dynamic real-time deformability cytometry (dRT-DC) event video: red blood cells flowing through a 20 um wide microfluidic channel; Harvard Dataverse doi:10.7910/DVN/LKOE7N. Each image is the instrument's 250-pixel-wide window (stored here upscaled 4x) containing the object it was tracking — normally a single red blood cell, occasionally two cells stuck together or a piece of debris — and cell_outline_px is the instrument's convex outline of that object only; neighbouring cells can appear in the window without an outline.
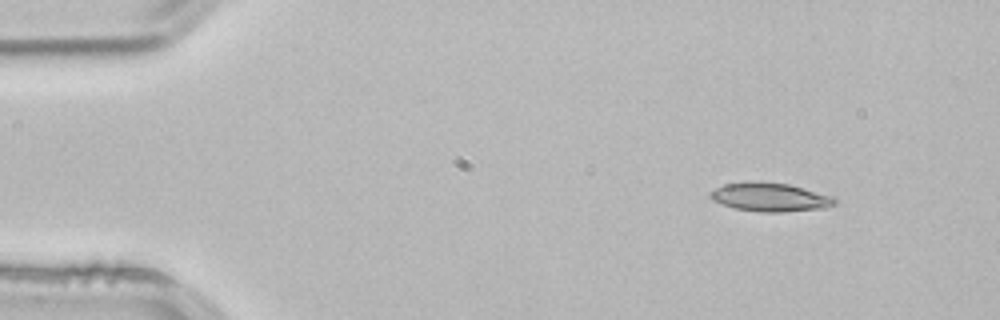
{"species": "common noctule bat (a hibernating species)", "species_latin": "Nyctalus noctula", "temperature_condition": "room temperature", "stored_images_in_passage": 3, "camera_frame_rate_fps": 3000, "um_per_image_px": 0.085, "animal": {"sex": "male", "body_mass_g": 21.5, "forearm_length_mm": 52.0}, "frame": {"image": 1, "passage_image": 1, "time_ms": 0.0, "image_size_px": [1000, 320], "cell_outline_px": [[840, 200], [836, 204], [824, 208], [784, 212], [760, 212], [736, 208], [712, 200], [708, 196], [708, 192], [724, 184], [752, 180], [760, 180], [788, 184], [836, 196]], "centroid_in_image_um": [65.5, 16.74], "position_along_channel_um": 19.5, "area_um2": 21.27}}
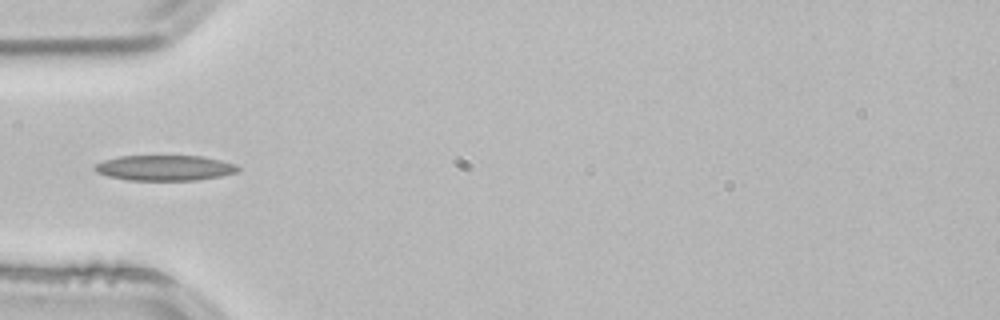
{"frame": {"image": 2, "passage_image": 3, "time_ms": 0.667, "image_size_px": [1000, 320], "cell_outline_px": [[240, 168], [236, 172], [220, 176], [196, 180], [128, 180], [108, 176], [96, 172], [92, 168], [96, 164], [104, 160], [120, 156], [200, 156], [220, 160], [236, 164]], "centroid_in_image_um": [13.98, 14.27], "position_along_channel_um": 71.0, "area_um2": 21.1}}